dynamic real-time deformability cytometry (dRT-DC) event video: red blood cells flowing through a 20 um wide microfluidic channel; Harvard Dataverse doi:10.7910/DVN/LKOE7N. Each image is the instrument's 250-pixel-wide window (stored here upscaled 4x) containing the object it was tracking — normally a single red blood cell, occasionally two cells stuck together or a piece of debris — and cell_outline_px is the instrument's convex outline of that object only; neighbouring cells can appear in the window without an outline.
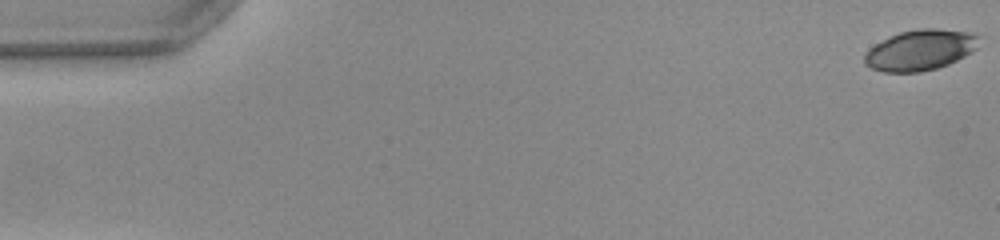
{"species": "common noctule bat (a hibernating species)", "species_latin": "Nyctalus noctula", "temperature_condition": "warm", "stored_images_in_passage": 10, "camera_frame_rate_fps": 3000, "um_per_image_px": 0.085, "animal": {"sex": "female", "body_mass_g": 22.0, "forearm_length_mm": 56.7}, "frame": {"image": 1, "passage_image": 1, "time_ms": 0.0, "image_size_px": [1000, 240], "cell_outline_px": [[980, 36], [976, 48], [972, 52], [948, 64], [936, 68], [920, 72], [884, 72], [872, 68], [864, 64], [864, 52], [868, 48], [900, 32], [920, 28], [936, 28], [968, 32]], "centroid_in_image_um": [78.2, 4.25], "position_along_channel_um": 6.8, "area_um2": 26.99}}